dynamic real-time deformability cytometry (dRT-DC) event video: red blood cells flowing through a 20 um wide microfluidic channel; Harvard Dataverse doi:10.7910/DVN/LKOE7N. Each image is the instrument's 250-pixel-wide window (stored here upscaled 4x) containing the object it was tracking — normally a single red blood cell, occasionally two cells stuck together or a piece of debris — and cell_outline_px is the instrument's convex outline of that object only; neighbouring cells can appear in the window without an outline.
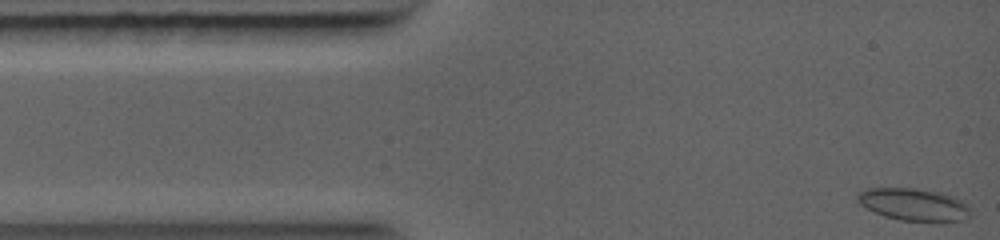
{"species": "common noctule bat (a hibernating species)", "species_latin": "Nyctalus noctula", "temperature_condition": "warm", "stored_images_in_passage": 24, "camera_frame_rate_fps": 5000, "um_per_image_px": 0.085, "animal": {"sex": "female", "body_mass_g": 19.0, "forearm_length_mm": 56.7}, "frame": {"image": 1, "passage_image": 1, "time_ms": 0.0, "image_size_px": [1000, 240], "cell_outline_px": [[968, 216], [964, 220], [900, 220], [884, 216], [860, 204], [856, 200], [856, 196], [860, 192], [868, 188], [916, 188], [940, 192], [952, 196], [960, 200], [968, 208]], "centroid_in_image_um": [77.6, 17.35], "position_along_channel_um": 7.4, "area_um2": 20.69}}
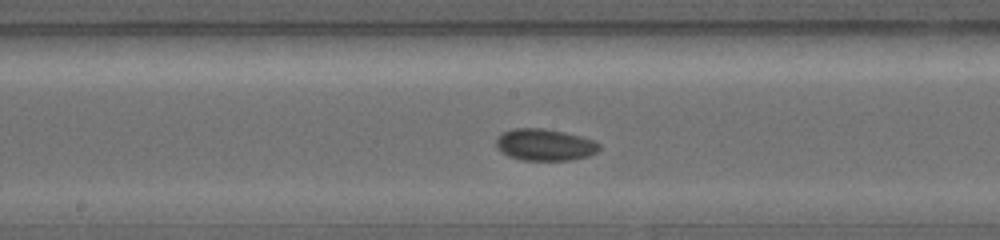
{"frame": {"image": 2, "passage_image": 15, "time_ms": 5.6, "image_size_px": [1000, 240], "cell_outline_px": [[600, 148], [596, 152], [588, 156], [568, 160], [520, 160], [508, 156], [500, 152], [496, 148], [496, 140], [500, 132], [512, 128], [544, 128], [564, 132], [596, 140], [600, 144]], "centroid_in_image_um": [46.27, 12.3], "position_along_channel_um": 201.9, "area_um2": 19.36}}
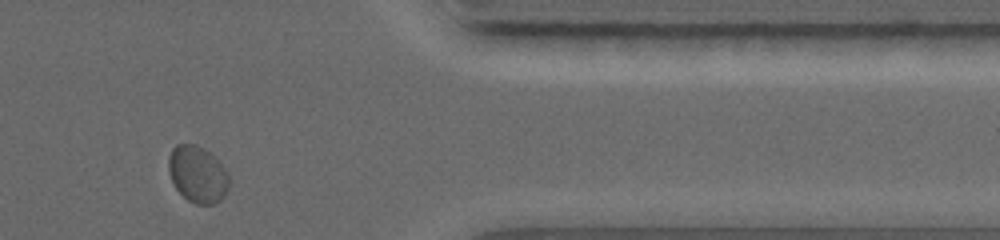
{"frame": {"image": 3, "passage_image": 24, "time_ms": 10.0, "image_size_px": [1000, 240], "cell_outline_px": [[228, 188], [224, 196], [220, 200], [212, 204], [196, 204], [188, 200], [176, 188], [168, 172], [168, 160], [172, 148], [176, 144], [196, 144], [204, 148], [216, 156], [228, 172]], "centroid_in_image_um": [16.8, 14.78], "position_along_channel_um": 394.6, "area_um2": 20.11}}